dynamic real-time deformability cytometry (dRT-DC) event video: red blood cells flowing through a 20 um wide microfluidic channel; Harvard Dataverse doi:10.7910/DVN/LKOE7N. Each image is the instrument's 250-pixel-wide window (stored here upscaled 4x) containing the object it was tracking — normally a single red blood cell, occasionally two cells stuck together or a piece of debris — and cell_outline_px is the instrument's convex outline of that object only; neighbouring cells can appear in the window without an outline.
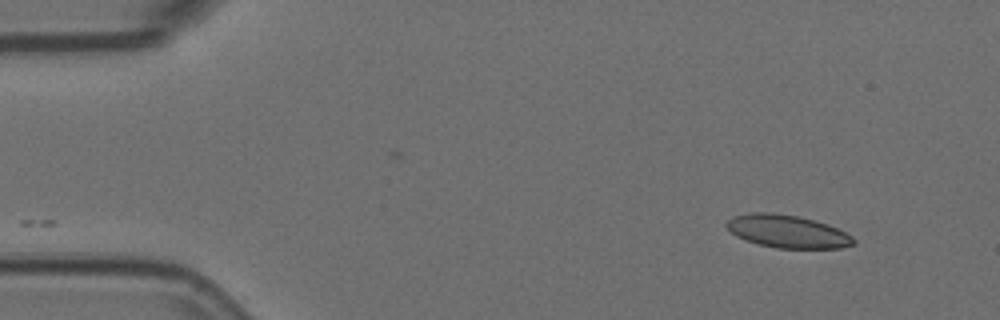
{"species": "Egyptian fruit bat (a non-hibernating species)", "species_latin": "Rousettus aegyptiacus", "temperature_condition": "room temperature", "stored_images_in_passage": 53, "camera_frame_rate_fps": 3000, "um_per_image_px": 0.085, "animal": {"sex": "female"}, "frame": {"image": 1, "passage_image": 1, "time_ms": 0.0, "image_size_px": [1000, 320], "cell_outline_px": [[856, 244], [840, 248], [776, 248], [744, 240], [736, 236], [724, 224], [732, 216], [752, 212], [772, 212], [796, 216], [812, 220], [836, 228], [852, 236], [856, 240]], "centroid_in_image_um": [66.9, 19.67], "position_along_channel_um": 18.1, "area_um2": 24.1}}
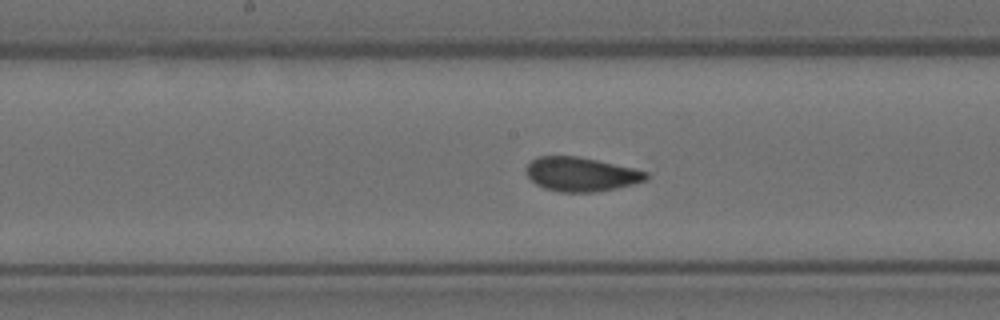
{"frame": {"image": 2, "passage_image": 24, "time_ms": 7.667, "image_size_px": [1000, 320], "cell_outline_px": [[648, 180], [616, 188], [596, 192], [560, 192], [544, 188], [536, 184], [528, 176], [524, 168], [536, 156], [576, 156], [596, 160], [632, 168], [648, 172]], "centroid_in_image_um": [49.37, 14.81], "position_along_channel_um": 198.8, "area_um2": 23.76}}
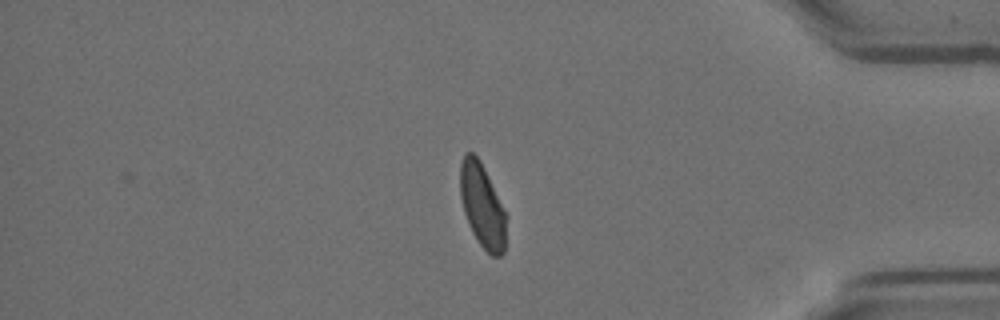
{"frame": {"image": 3, "passage_image": 43, "time_ms": 14.0, "image_size_px": [1000, 320], "cell_outline_px": [[508, 216], [504, 252], [500, 256], [492, 256], [480, 244], [472, 232], [468, 224], [464, 212], [460, 196], [460, 164], [464, 152], [472, 152], [480, 160]], "centroid_in_image_um": [41.01, 17.48], "position_along_channel_um": 394.2, "area_um2": 22.72}, "authors_computed_cell_mechanics": {"area_um2": 24.0448, "velocity_mm_per_s": 3.5648, "shape_relaxation_time_tau1_ms": 7.3475, "shape_relaxation_time_tau2_ms": 1.1363, "deformation_change_tau1": 0.1745, "deformation_change_tau2": 0.0696}}